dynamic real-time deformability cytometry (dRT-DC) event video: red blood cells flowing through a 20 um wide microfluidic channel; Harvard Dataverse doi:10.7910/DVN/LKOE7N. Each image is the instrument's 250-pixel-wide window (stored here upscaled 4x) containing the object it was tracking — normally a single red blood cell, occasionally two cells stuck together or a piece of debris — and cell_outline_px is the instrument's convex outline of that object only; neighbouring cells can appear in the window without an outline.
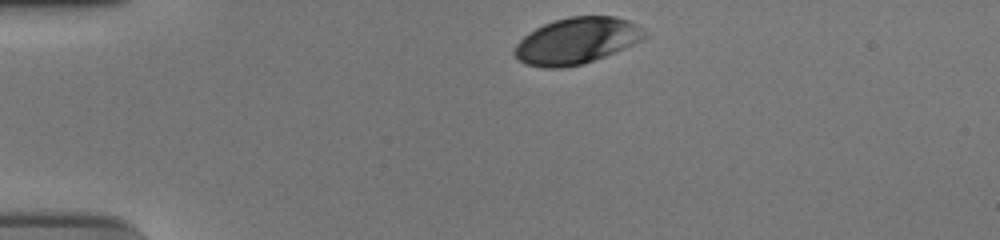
{"species": "human", "species_latin": "Homo sapiens", "temperature_condition": "cold", "stored_images_in_passage": 35, "camera_frame_rate_fps": 3000, "um_per_image_px": 0.085, "donor": {"sex": "male"}, "frame": {"image": 1, "passage_image": 1, "time_ms": 0.0, "image_size_px": [1000, 240], "cell_outline_px": [[648, 36], [624, 48], [604, 56], [580, 64], [556, 68], [544, 68], [524, 64], [512, 52], [516, 44], [524, 36], [536, 28], [544, 24], [568, 16], [616, 16], [628, 20], [636, 24]], "centroid_in_image_um": [48.98, 3.46], "position_along_channel_um": 36.0, "area_um2": 34.68}}
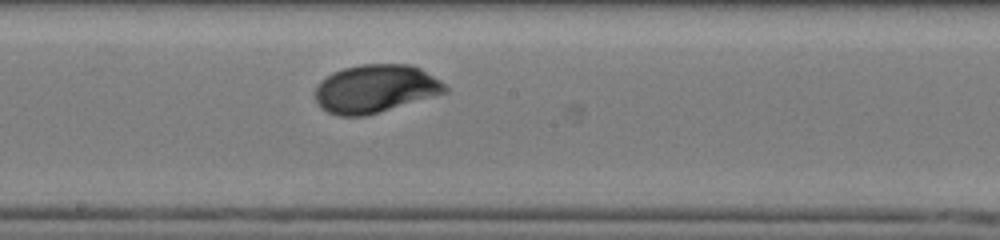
{"frame": {"image": 2, "passage_image": 20, "time_ms": 6.333, "image_size_px": [1000, 240], "cell_outline_px": [[448, 92], [380, 112], [364, 116], [336, 116], [320, 108], [316, 100], [316, 84], [320, 80], [332, 72], [344, 68], [360, 64], [412, 64], [420, 68], [440, 80], [448, 88]], "centroid_in_image_um": [31.89, 7.54], "position_along_channel_um": 216.3, "area_um2": 36.65}}
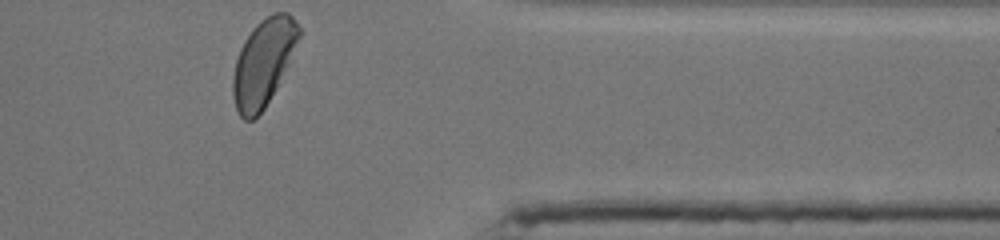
{"frame": {"image": 3, "passage_image": 35, "time_ms": 11.333, "image_size_px": [1000, 240], "cell_outline_px": [[300, 36], [276, 88], [264, 108], [252, 120], [244, 120], [240, 116], [236, 108], [232, 92], [232, 80], [236, 60], [240, 48], [244, 40], [256, 24], [260, 20], [276, 12], [288, 12], [292, 16], [300, 28]], "centroid_in_image_um": [22.36, 5.31], "position_along_channel_um": 389.0, "area_um2": 32.77}, "authors_computed_cell_mechanics": {"area_um2": 35.6048, "velocity_mm_per_s": 3.6986, "shape_relaxation_time_tau1_ms": 2.2238, "shape_relaxation_time_tau2_ms": null, "deformation_change_tau1": 0.1129, "deformation_change_tau2": null}}